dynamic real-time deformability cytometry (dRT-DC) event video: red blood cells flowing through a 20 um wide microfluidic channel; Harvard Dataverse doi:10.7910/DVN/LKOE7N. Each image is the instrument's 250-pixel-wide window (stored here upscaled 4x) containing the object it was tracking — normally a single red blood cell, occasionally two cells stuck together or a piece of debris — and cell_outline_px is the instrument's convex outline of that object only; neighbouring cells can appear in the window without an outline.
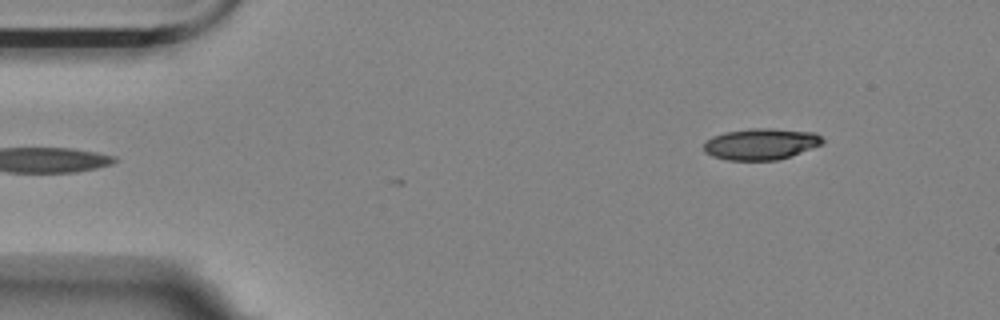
{"species": "Egyptian fruit bat (a non-hibernating species)", "species_latin": "Rousettus aegyptiacus", "temperature_condition": "room temperature", "stored_images_in_passage": 54, "camera_frame_rate_fps": 3000, "um_per_image_px": 0.085, "animal": {"sex": "female"}, "frame": {"image": 1, "passage_image": 4, "time_ms": 1.0, "image_size_px": [1000, 320], "cell_outline_px": [[820, 140], [816, 144], [796, 152], [784, 156], [760, 160], [748, 160], [724, 156], [724, 136], [740, 132], [792, 132], [816, 136]], "centroid_in_image_um": [65.1, 12.29], "position_along_channel_um": 19.9, "area_um2": 15.2}}
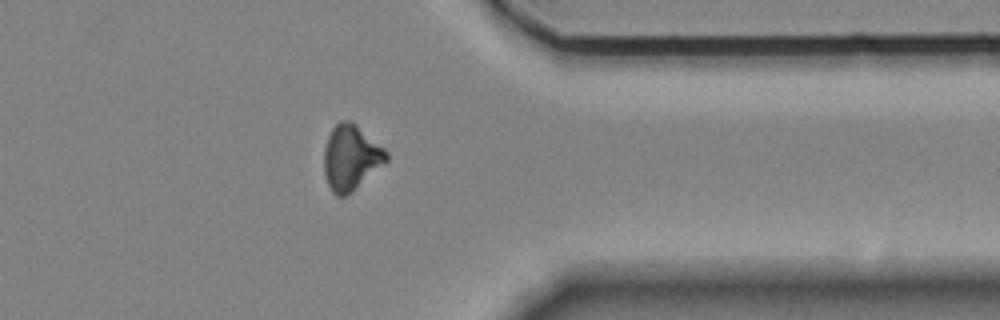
{"frame": {"image": 2, "passage_image": 42, "time_ms": 13.667, "image_size_px": [1000, 320], "cell_outline_px": [[384, 160], [344, 192], [340, 192], [332, 184], [328, 172], [328, 148], [332, 140], [352, 128], [384, 152]], "centroid_in_image_um": [29.88, 13.53], "position_along_channel_um": 381.5, "area_um2": 16.53}}
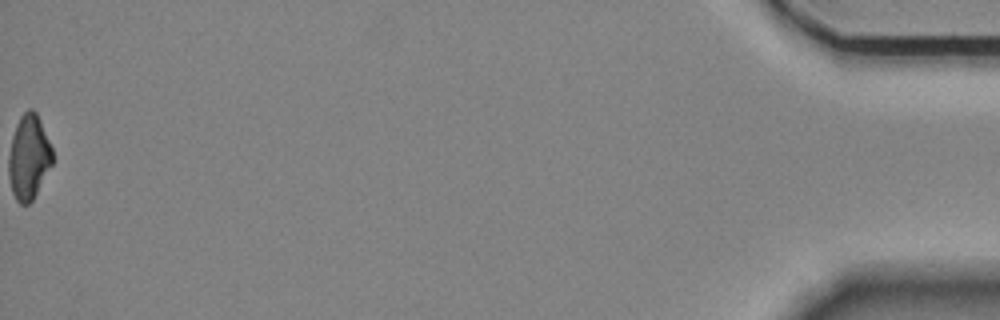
{"frame": {"image": 3, "passage_image": 54, "time_ms": 17.667, "image_size_px": [1000, 320], "cell_outline_px": [[52, 160], [32, 196], [28, 200], [20, 200], [16, 192], [12, 180], [12, 176], [32, 112], [36, 116], [52, 152]], "centroid_in_image_um": [2.69, 13.65], "position_along_channel_um": 432.5, "area_um2": 14.45}}